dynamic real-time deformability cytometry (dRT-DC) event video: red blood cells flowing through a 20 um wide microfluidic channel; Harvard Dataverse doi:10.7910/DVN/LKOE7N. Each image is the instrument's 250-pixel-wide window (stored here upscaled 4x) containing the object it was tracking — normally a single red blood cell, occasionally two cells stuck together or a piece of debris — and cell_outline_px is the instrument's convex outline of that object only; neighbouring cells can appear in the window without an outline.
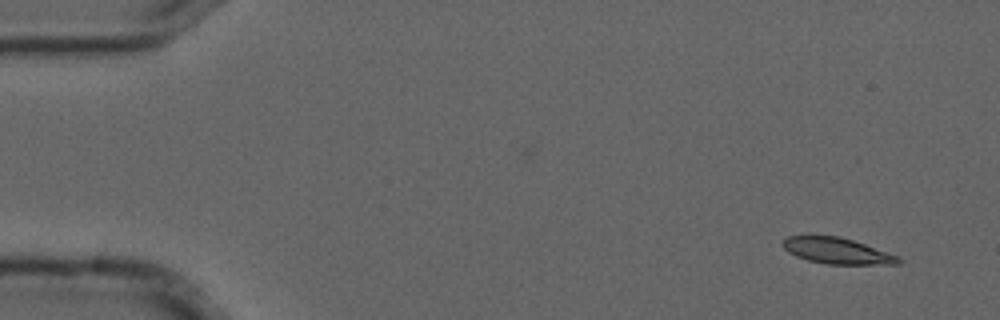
{"species": "common noctule bat (a hibernating species)", "species_latin": "Nyctalus noctula", "temperature_condition": "cold", "stored_images_in_passage": 5, "camera_frame_rate_fps": 3000, "um_per_image_px": 0.085, "animal": {"sex": "male", "forearm_length_mm": 52.5}, "frame": {"image": 1, "passage_image": 1, "time_ms": 0.0, "image_size_px": [1000, 320], "cell_outline_px": [[904, 260], [900, 264], [828, 264], [808, 260], [796, 256], [788, 252], [780, 244], [788, 236], [808, 232], [812, 232], [840, 236], [900, 256]], "centroid_in_image_um": [71.09, 21.26], "position_along_channel_um": 13.9, "area_um2": 18.32}}
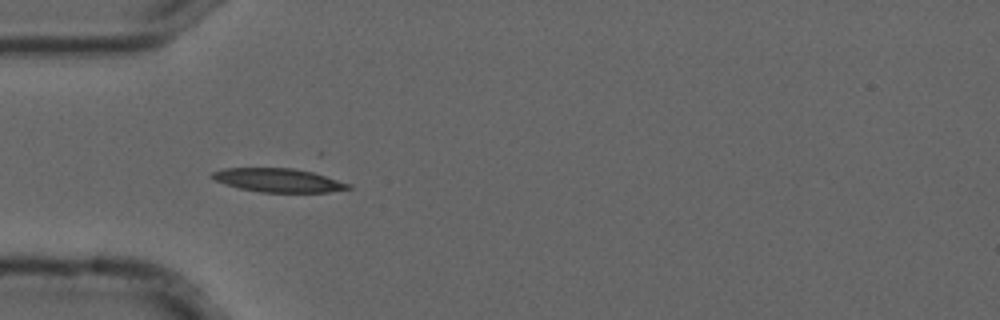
{"frame": {"image": 2, "passage_image": 4, "time_ms": 1.0, "image_size_px": [1000, 320], "cell_outline_px": [[352, 188], [328, 192], [260, 192], [240, 188], [224, 184], [208, 176], [212, 172], [224, 168], [292, 168], [312, 172], [352, 184]], "centroid_in_image_um": [23.64, 15.32], "position_along_channel_um": 61.4, "area_um2": 18.73}}
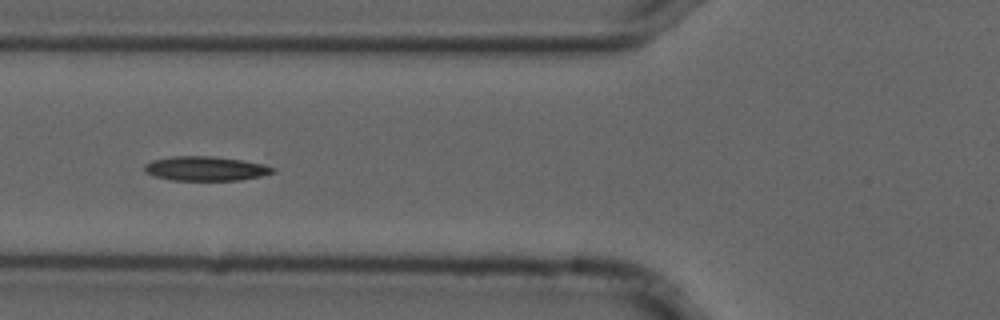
{"frame": {"image": 3, "passage_image": 5, "time_ms": 1.333, "image_size_px": [1000, 320], "cell_outline_px": [[276, 172], [260, 176], [240, 180], [172, 180], [156, 176], [148, 172], [144, 168], [144, 164], [152, 160], [172, 156], [268, 152], [276, 168]], "centroid_in_image_um": [18.06, 14.17], "position_along_channel_um": 107.7, "area_um2": 21.56}}